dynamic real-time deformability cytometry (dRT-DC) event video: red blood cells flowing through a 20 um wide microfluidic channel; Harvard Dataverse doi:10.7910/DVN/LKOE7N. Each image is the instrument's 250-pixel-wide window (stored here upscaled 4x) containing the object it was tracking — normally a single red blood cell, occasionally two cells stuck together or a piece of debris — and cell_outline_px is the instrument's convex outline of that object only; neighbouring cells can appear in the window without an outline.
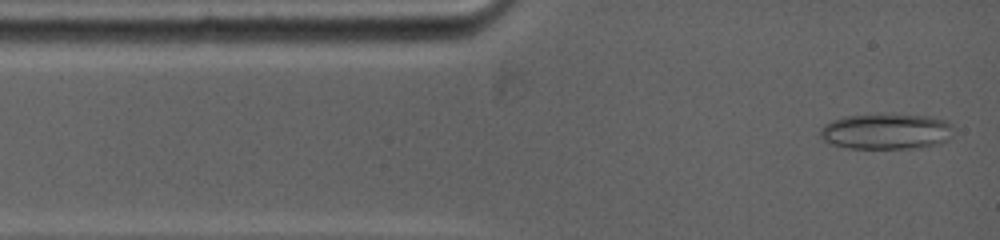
{"species": "common noctule bat (a hibernating species)", "species_latin": "Nyctalus noctula", "temperature_condition": "warm", "stored_images_in_passage": 39, "camera_frame_rate_fps": 5000, "um_per_image_px": 0.085, "animal": {"sex": "female", "body_mass_g": 19.0, "forearm_length_mm": 53.3}, "frame": {"image": 1, "passage_image": 1, "time_ms": 0.0, "image_size_px": [1000, 240], "cell_outline_px": [[952, 136], [948, 140], [936, 144], [920, 148], [848, 148], [832, 144], [824, 140], [820, 136], [820, 128], [824, 124], [832, 120], [844, 116], [928, 116], [948, 120], [952, 124]], "centroid_in_image_um": [75.35, 11.2], "position_along_channel_um": 9.7, "area_um2": 27.34}}
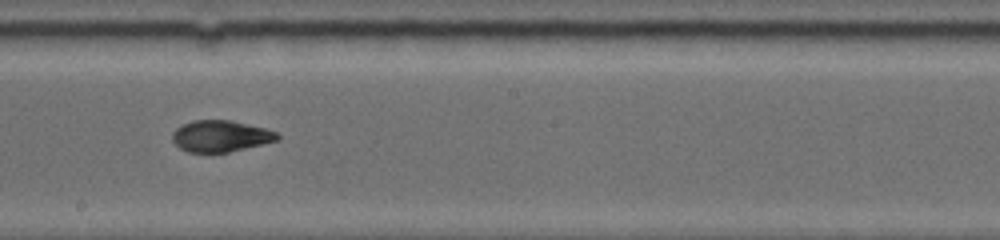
{"frame": {"image": 2, "passage_image": 21, "time_ms": 6.6, "image_size_px": [1000, 240], "cell_outline_px": [[280, 140], [228, 152], [188, 152], [180, 148], [172, 140], [172, 132], [176, 128], [192, 120], [232, 120], [264, 128], [276, 132], [280, 136]], "centroid_in_image_um": [18.75, 11.56], "position_along_channel_um": 229.4, "area_um2": 19.19}}
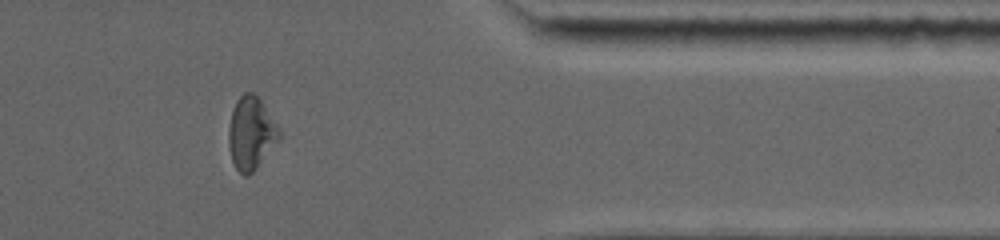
{"frame": {"image": 3, "passage_image": 34, "time_ms": 11.2, "image_size_px": [1000, 240], "cell_outline_px": [[280, 140], [256, 168], [248, 176], [244, 176], [236, 168], [232, 160], [228, 144], [228, 128], [232, 112], [236, 100], [244, 92], [252, 92], [260, 100], [280, 128]], "centroid_in_image_um": [21.34, 11.33], "position_along_channel_um": 390.1, "area_um2": 21.39}, "authors_computed_cell_mechanics": {"area_um2": 20.4034, "velocity_mm_per_s": 3.9084, "shape_relaxation_time_tau1_ms": null, "shape_relaxation_time_tau2_ms": 2.3761, "deformation_change_tau1": null, "deformation_change_tau2": 0.0675}}